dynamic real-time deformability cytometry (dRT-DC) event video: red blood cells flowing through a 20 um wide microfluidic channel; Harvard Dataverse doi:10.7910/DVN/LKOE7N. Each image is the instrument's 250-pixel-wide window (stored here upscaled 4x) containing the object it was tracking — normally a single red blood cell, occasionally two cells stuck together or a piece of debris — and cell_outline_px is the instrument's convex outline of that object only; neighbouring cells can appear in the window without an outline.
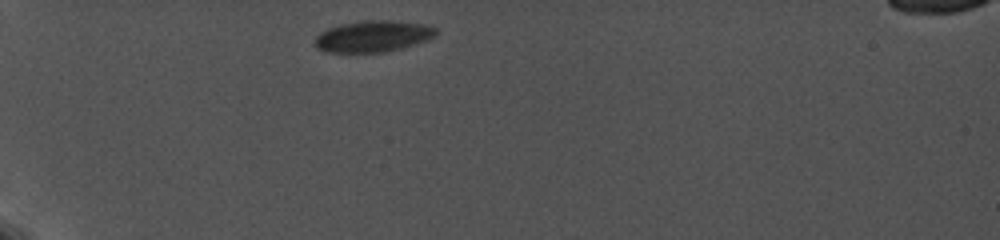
{"species": "common noctule bat (a hibernating species)", "species_latin": "Nyctalus noctula", "temperature_condition": "cold", "stored_images_in_passage": 6, "camera_frame_rate_fps": 5000, "um_per_image_px": 0.085, "animal": {"sex": "female", "body_mass_g": 19.0, "forearm_length_mm": 56.7}, "frame": {"image": 1, "passage_image": 1, "time_ms": 0.0, "image_size_px": [1000, 240], "cell_outline_px": [[436, 36], [428, 40], [400, 48], [384, 52], [324, 52], [316, 48], [316, 36], [320, 32], [328, 28], [340, 24], [364, 20], [388, 20], [424, 24], [436, 28]], "centroid_in_image_um": [31.69, 3.08], "position_along_channel_um": 53.3, "area_um2": 22.08}}